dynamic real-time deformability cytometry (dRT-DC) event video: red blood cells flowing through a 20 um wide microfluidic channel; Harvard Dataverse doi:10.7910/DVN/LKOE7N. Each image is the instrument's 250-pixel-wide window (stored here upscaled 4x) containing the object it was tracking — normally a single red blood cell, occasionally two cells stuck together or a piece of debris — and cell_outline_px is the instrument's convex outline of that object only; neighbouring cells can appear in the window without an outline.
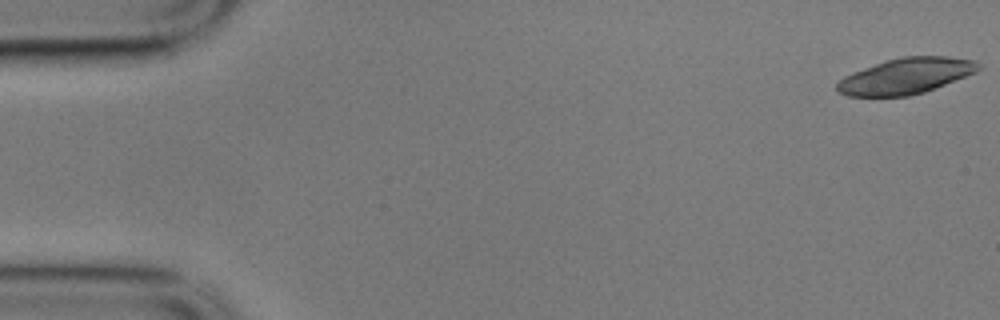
{"species": "common noctule bat (a hibernating species)", "species_latin": "Nyctalus noctula", "temperature_condition": "cold", "stored_images_in_passage": 18, "camera_frame_rate_fps": 3000, "um_per_image_px": 0.085, "animal": {"sex": "male", "body_mass_g": 17.9}, "frame": {"image": 1, "passage_image": 1, "time_ms": 0.0, "image_size_px": [1000, 320], "cell_outline_px": [[980, 68], [976, 72], [924, 92], [908, 96], [848, 96], [840, 92], [836, 88], [836, 84], [844, 76], [884, 60], [900, 56], [944, 56], [976, 60], [980, 64]], "centroid_in_image_um": [77.0, 6.45], "position_along_channel_um": 8.0, "area_um2": 29.36}}